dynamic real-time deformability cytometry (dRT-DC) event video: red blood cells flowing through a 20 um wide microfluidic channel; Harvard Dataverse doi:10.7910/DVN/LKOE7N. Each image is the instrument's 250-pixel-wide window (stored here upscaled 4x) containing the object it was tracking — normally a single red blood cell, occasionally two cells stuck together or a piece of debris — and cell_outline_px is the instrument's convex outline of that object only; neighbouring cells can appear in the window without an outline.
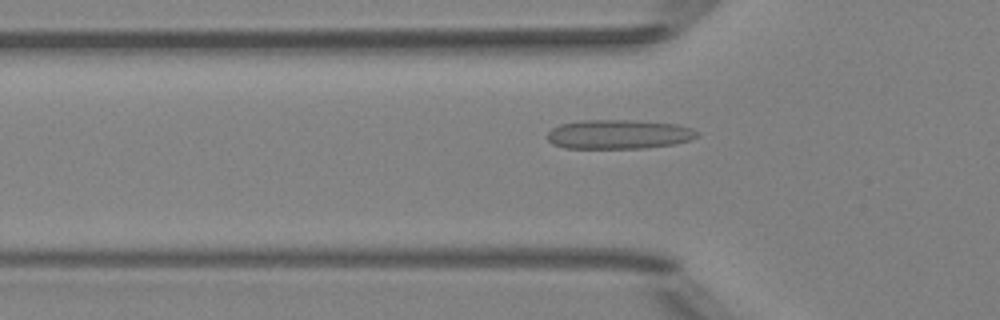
{"species": "Egyptian fruit bat (a non-hibernating species)", "species_latin": "Rousettus aegyptiacus", "temperature_condition": "room temperature", "stored_images_in_passage": 39, "camera_frame_rate_fps": 3000, "um_per_image_px": 0.085, "animal": {"sex": "female"}, "frame": {"image": 1, "passage_image": 5, "time_ms": 1.333, "image_size_px": [1000, 320], "cell_outline_px": [[700, 136], [676, 144], [644, 148], [564, 148], [552, 144], [548, 140], [548, 132], [552, 128], [560, 124], [580, 120], [636, 120], [676, 124], [692, 128], [700, 132]], "centroid_in_image_um": [52.61, 11.41], "position_along_channel_um": 73.2, "area_um2": 25.78}}
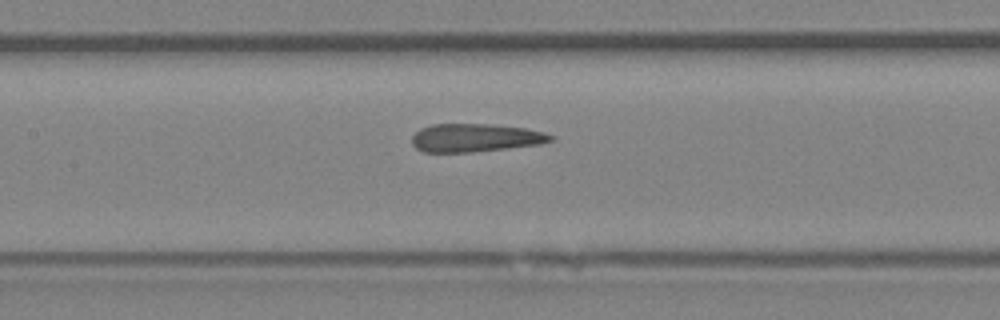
{"frame": {"image": 2, "passage_image": 12, "time_ms": 3.667, "image_size_px": [1000, 320], "cell_outline_px": [[556, 136], [552, 140], [540, 144], [472, 152], [424, 152], [416, 148], [412, 144], [412, 136], [420, 128], [432, 124], [488, 124], [528, 128], [544, 132]], "centroid_in_image_um": [40.4, 11.7], "position_along_channel_um": 167.0, "area_um2": 22.83}}
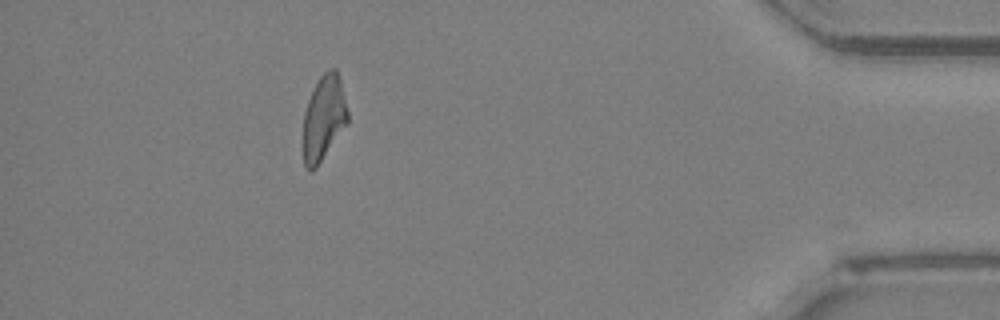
{"frame": {"image": 3, "passage_image": 34, "time_ms": 11.0, "image_size_px": [1000, 320], "cell_outline_px": [[348, 124], [316, 168], [312, 172], [308, 172], [304, 168], [304, 112], [308, 100], [320, 76], [328, 68], [336, 68], [340, 80], [348, 112]], "centroid_in_image_um": [27.52, 10.06], "position_along_channel_um": 407.7, "area_um2": 22.08}, "authors_computed_cell_mechanics": {"area_um2": 23.1778, "velocity_mm_per_s": 4.0197, "shape_relaxation_time_tau1_ms": null, "shape_relaxation_time_tau2_ms": 2.6489, "deformation_change_tau1": null, "deformation_change_tau2": 0.1316}}